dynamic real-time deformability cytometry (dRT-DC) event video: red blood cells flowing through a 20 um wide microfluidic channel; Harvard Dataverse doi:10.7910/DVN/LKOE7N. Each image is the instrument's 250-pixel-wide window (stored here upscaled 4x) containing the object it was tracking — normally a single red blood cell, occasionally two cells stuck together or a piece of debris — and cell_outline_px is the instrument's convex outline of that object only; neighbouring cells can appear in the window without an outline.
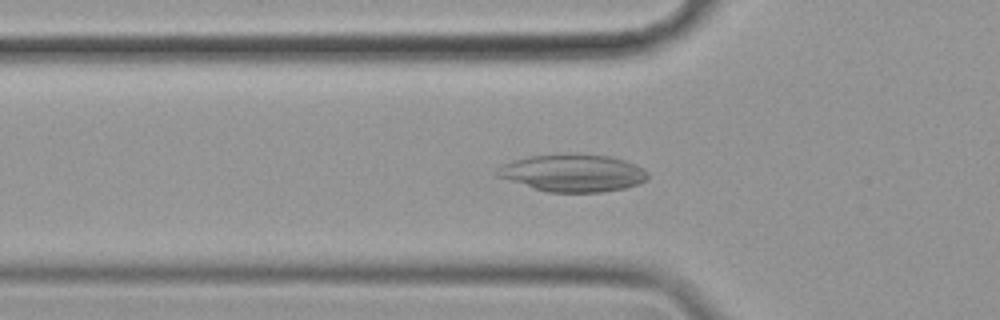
{"species": "common noctule bat (a hibernating species)", "species_latin": "Nyctalus noctula", "temperature_condition": "cold", "stored_images_in_passage": 46, "camera_frame_rate_fps": 3000, "um_per_image_px": 0.085, "animal": {"sex": "female", "body_mass_g": 19.9}, "frame": {"image": 1, "passage_image": 7, "time_ms": 2.0, "image_size_px": [1000, 320], "cell_outline_px": [[648, 176], [644, 180], [636, 184], [624, 188], [600, 192], [548, 192], [532, 188], [496, 176], [492, 172], [500, 164], [512, 160], [528, 156], [612, 156], [636, 164], [644, 168], [648, 172]], "centroid_in_image_um": [48.63, 14.73], "position_along_channel_um": 77.2, "area_um2": 32.25}}
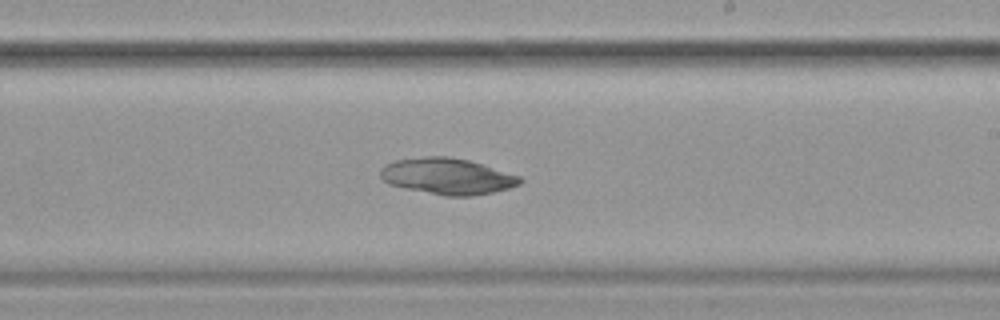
{"frame": {"image": 2, "passage_image": 22, "time_ms": 7.0, "image_size_px": [1000, 320], "cell_outline_px": [[524, 180], [520, 184], [508, 188], [492, 192], [472, 196], [444, 196], [404, 188], [388, 184], [380, 176], [380, 168], [384, 164], [396, 160], [424, 156], [448, 156], [468, 160], [520, 176]], "centroid_in_image_um": [37.99, 14.98], "position_along_channel_um": 251.0, "area_um2": 29.48}}
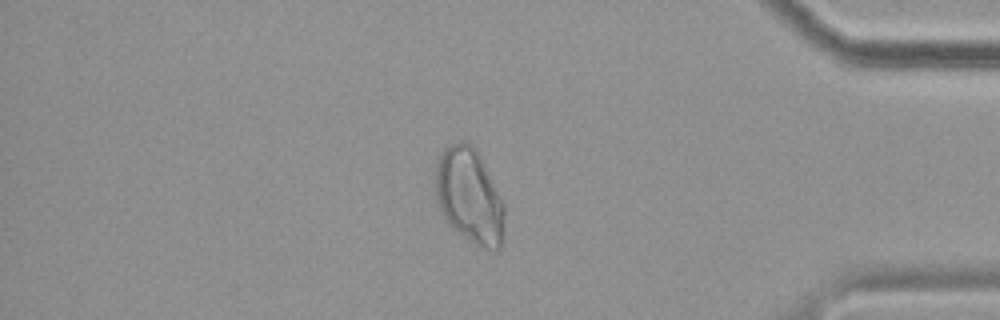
{"frame": {"image": 3, "passage_image": 37, "time_ms": 12.0, "image_size_px": [1000, 320], "cell_outline_px": [[504, 236], [500, 248], [496, 252], [492, 252], [476, 244], [448, 224], [444, 220], [440, 212], [436, 200], [436, 160], [440, 152], [448, 144], [460, 140], [464, 140], [472, 144], [476, 148], [504, 204]], "centroid_in_image_um": [39.89, 16.64], "position_along_channel_um": 395.3, "area_um2": 38.67}}